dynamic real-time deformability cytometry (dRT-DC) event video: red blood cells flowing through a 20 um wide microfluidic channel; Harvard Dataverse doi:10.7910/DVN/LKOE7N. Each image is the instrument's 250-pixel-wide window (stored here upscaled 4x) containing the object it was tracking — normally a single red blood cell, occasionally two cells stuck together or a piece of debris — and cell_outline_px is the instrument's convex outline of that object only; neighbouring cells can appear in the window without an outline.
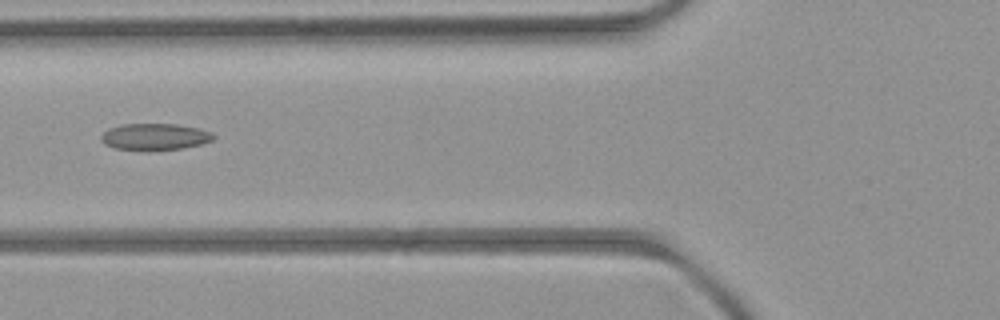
{"species": "common noctule bat (a hibernating species)", "species_latin": "Nyctalus noctula", "temperature_condition": "room temperature", "stored_images_in_passage": 6, "camera_frame_rate_fps": 3000, "um_per_image_px": 0.085, "animal": {"sex": "female", "body_mass_g": 21.9}, "frame": {"image": 1, "passage_image": 5, "time_ms": 5.333, "image_size_px": [1000, 320], "cell_outline_px": [[216, 136], [212, 140], [200, 144], [184, 148], [156, 152], [140, 152], [116, 148], [104, 144], [100, 140], [100, 136], [108, 128], [124, 124], [176, 124], [200, 128], [212, 132]], "centroid_in_image_um": [13.15, 11.66], "position_along_channel_um": 112.7, "area_um2": 18.09}}
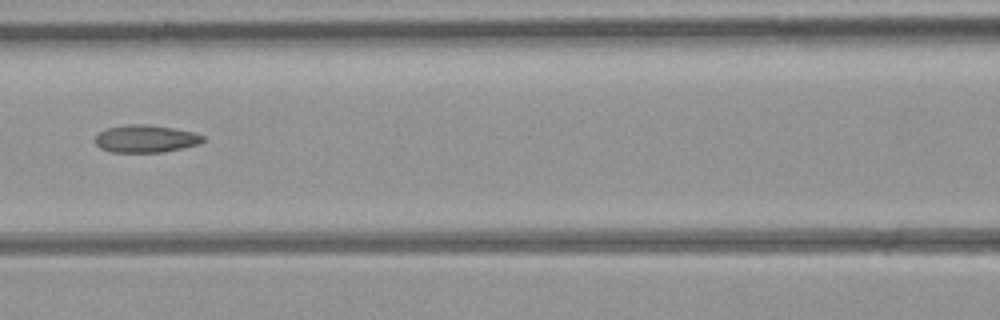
{"frame": {"image": 2, "passage_image": 6, "time_ms": 6.333, "image_size_px": [1000, 320], "cell_outline_px": [[204, 140], [200, 144], [184, 148], [160, 152], [112, 152], [100, 148], [96, 144], [96, 136], [100, 132], [108, 128], [128, 124], [144, 124], [172, 128], [192, 132], [204, 136]], "centroid_in_image_um": [12.4, 11.8], "position_along_channel_um": 154.2, "area_um2": 17.11}}